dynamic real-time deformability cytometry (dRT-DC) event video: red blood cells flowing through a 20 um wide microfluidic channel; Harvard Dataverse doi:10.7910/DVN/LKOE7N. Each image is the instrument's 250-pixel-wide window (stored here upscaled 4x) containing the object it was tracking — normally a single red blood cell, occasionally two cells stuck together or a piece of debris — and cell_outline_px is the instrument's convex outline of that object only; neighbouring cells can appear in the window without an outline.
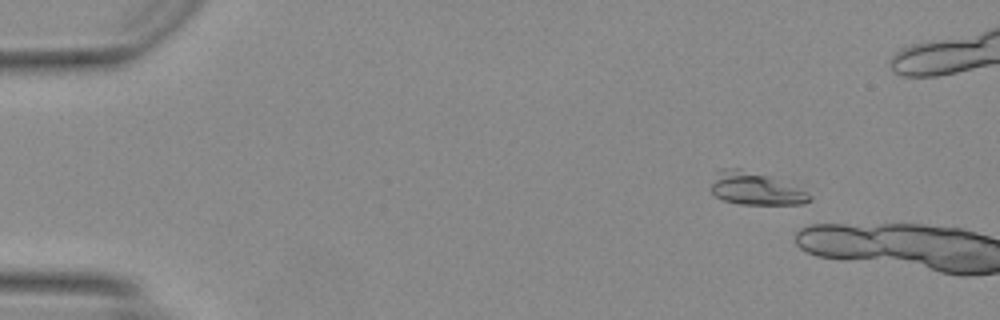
{"species": "Egyptian fruit bat (a non-hibernating species)", "species_latin": "Rousettus aegyptiacus", "temperature_condition": "warm", "stored_images_in_passage": 4, "camera_frame_rate_fps": 3000, "um_per_image_px": 0.085, "animal": {"sex": "female"}, "frame": {"image": 1, "passage_image": 1, "time_ms": 0.0, "image_size_px": [1000, 320], "cell_outline_px": [[812, 200], [804, 204], [740, 204], [724, 200], [716, 196], [708, 188], [716, 168], [740, 168], [772, 176], [800, 188], [812, 196]], "centroid_in_image_um": [64.16, 16.0], "position_along_channel_um": 20.8, "area_um2": 19.25}}